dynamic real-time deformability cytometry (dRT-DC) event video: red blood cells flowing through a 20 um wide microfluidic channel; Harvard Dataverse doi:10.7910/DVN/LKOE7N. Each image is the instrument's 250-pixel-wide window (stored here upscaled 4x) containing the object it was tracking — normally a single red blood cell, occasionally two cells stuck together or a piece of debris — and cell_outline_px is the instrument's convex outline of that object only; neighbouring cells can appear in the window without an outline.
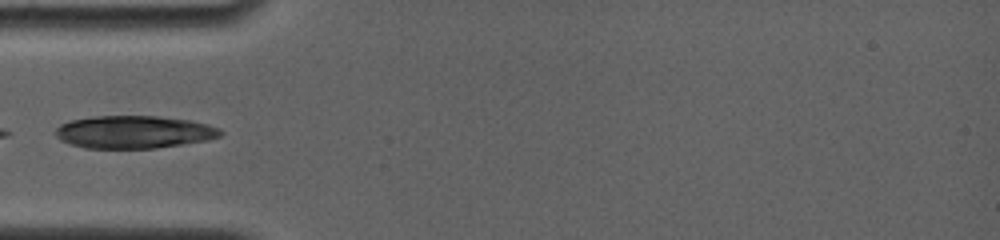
{"species": "common noctule bat (a hibernating species)", "species_latin": "Nyctalus noctula", "temperature_condition": "room temperature", "stored_images_in_passage": 11, "camera_frame_rate_fps": 4000, "um_per_image_px": 0.085, "animal": {"sex": "female", "body_mass_g": 19.0, "forearm_length_mm": 56.7}, "frame": {"image": 1, "passage_image": 1, "time_ms": 0.0, "image_size_px": [1000, 240], "cell_outline_px": [[224, 132], [220, 136], [208, 140], [184, 144], [156, 148], [84, 148], [68, 144], [60, 140], [56, 136], [56, 128], [60, 124], [68, 120], [92, 116], [156, 116], [188, 120], [208, 124], [220, 128]], "centroid_in_image_um": [11.36, 11.22], "position_along_channel_um": 73.6, "area_um2": 31.67}}
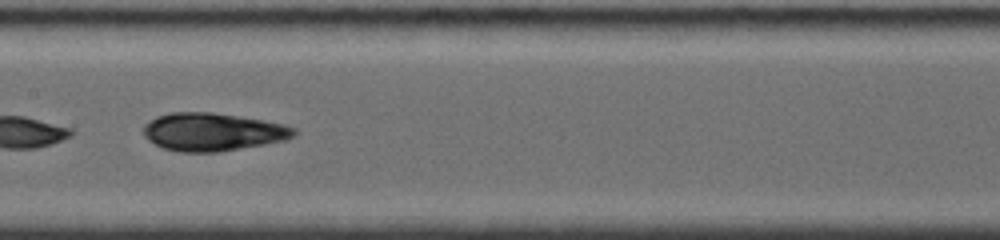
{"frame": {"image": 2, "passage_image": 4, "time_ms": 3.0, "image_size_px": [1000, 240], "cell_outline_px": [[296, 132], [292, 136], [284, 140], [264, 144], [220, 152], [180, 152], [164, 148], [148, 140], [144, 136], [144, 124], [148, 120], [156, 116], [172, 112], [212, 112], [264, 120], [284, 124], [296, 128]], "centroid_in_image_um": [18.05, 11.2], "position_along_channel_um": 189.3, "area_um2": 33.29}}
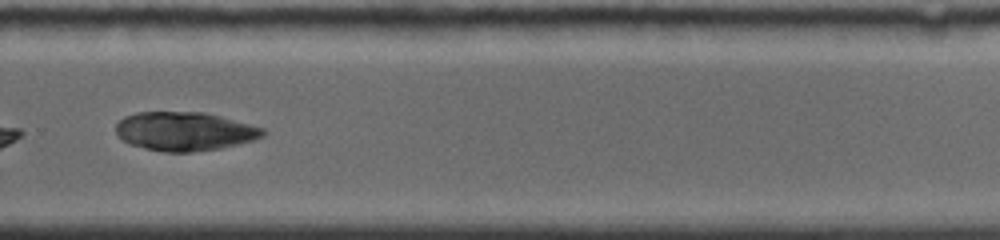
{"frame": {"image": 3, "passage_image": 7, "time_ms": 6.25, "image_size_px": [1000, 240], "cell_outline_px": [[268, 132], [264, 136], [252, 140], [220, 148], [188, 152], [164, 152], [144, 148], [128, 144], [116, 132], [116, 124], [124, 116], [136, 112], [204, 112], [220, 116], [264, 128]], "centroid_in_image_um": [15.68, 11.16], "position_along_channel_um": 314.1, "area_um2": 33.12}}